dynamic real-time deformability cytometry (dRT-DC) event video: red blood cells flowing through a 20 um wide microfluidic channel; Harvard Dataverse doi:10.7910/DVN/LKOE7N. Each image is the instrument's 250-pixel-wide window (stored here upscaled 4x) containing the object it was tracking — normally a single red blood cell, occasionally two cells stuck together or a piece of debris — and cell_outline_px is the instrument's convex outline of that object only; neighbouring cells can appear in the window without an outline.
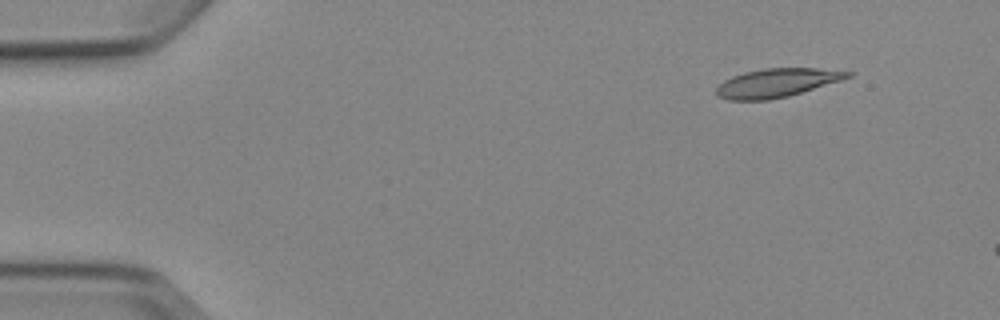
{"species": "Egyptian fruit bat (a non-hibernating species)", "species_latin": "Rousettus aegyptiacus", "temperature_condition": "cold", "stored_images_in_passage": 3, "camera_frame_rate_fps": 3000, "um_per_image_px": 0.085, "animal": {"sex": "female"}, "frame": {"image": 1, "passage_image": 1, "time_ms": 0.0, "image_size_px": [1000, 320], "cell_outline_px": [[856, 72], [852, 76], [840, 80], [788, 96], [768, 100], [728, 100], [716, 96], [716, 88], [724, 80], [732, 76], [744, 72], [764, 68], [816, 68]], "centroid_in_image_um": [66.0, 7.04], "position_along_channel_um": 19.0, "area_um2": 21.85}}